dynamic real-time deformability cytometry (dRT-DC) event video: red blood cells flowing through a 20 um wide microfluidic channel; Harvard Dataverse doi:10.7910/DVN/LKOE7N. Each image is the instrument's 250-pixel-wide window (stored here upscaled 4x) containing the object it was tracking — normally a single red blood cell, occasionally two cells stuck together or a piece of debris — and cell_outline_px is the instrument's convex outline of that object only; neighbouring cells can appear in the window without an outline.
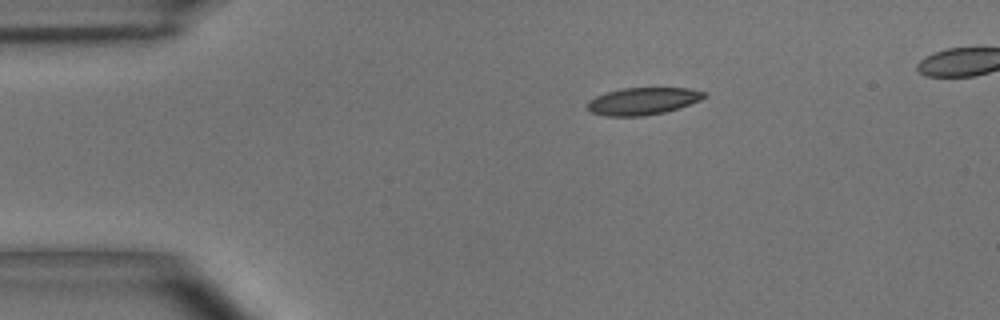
{"species": "common noctule bat (a hibernating species)", "species_latin": "Nyctalus noctula", "temperature_condition": "room temperature", "stored_images_in_passage": 44, "camera_frame_rate_fps": 3000, "um_per_image_px": 0.085, "animal": {"sex": "male", "body_mass_g": 15.6}, "frame": {"image": 1, "passage_image": 1, "time_ms": 0.0, "image_size_px": [1000, 320], "cell_outline_px": [[708, 96], [700, 100], [664, 112], [644, 116], [604, 116], [592, 112], [588, 108], [588, 100], [596, 96], [620, 88], [688, 88], [708, 92]], "centroid_in_image_um": [54.66, 8.59], "position_along_channel_um": 30.3, "area_um2": 18.44}}
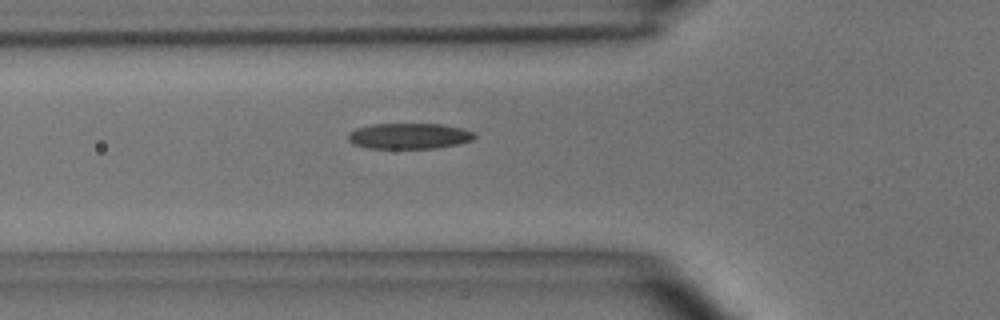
{"frame": {"image": 2, "passage_image": 10, "time_ms": 3.0, "image_size_px": [1000, 320], "cell_outline_px": [[476, 136], [472, 140], [460, 144], [436, 148], [364, 148], [352, 144], [348, 140], [348, 132], [356, 128], [372, 124], [444, 124], [476, 132]], "centroid_in_image_um": [34.77, 11.56], "position_along_channel_um": 91.0, "area_um2": 19.19}}